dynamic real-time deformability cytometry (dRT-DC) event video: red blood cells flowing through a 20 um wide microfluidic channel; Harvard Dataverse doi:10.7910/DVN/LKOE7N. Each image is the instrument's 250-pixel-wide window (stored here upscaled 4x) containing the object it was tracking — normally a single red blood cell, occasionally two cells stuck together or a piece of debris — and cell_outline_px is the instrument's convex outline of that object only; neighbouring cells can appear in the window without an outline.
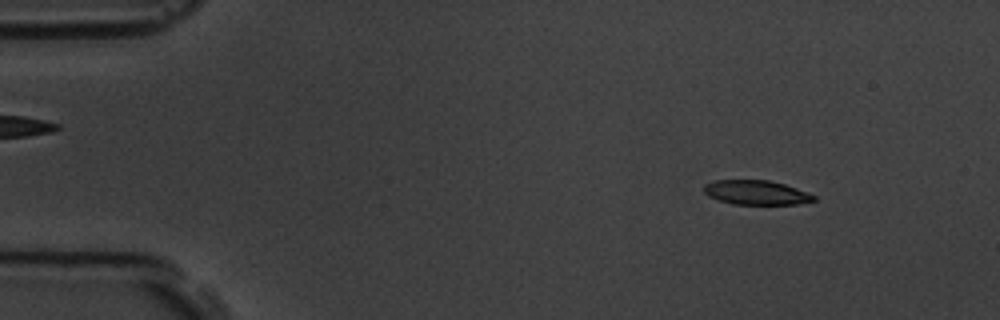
{"species": "common noctule bat (a hibernating species)", "species_latin": "Nyctalus noctula", "temperature_condition": "room temperature", "stored_images_in_passage": 57, "camera_frame_rate_fps": 3000, "um_per_image_px": 0.085, "animal": {"sex": "male", "body_mass_g": 19.5, "forearm_length_mm": 54.6}, "frame": {"image": 1, "passage_image": 7, "time_ms": 2.0, "image_size_px": [1000, 320], "cell_outline_px": [[816, 200], [796, 204], [732, 204], [708, 196], [704, 192], [704, 184], [716, 180], [768, 180], [784, 184], [808, 192], [816, 196]], "centroid_in_image_um": [64.28, 16.36], "position_along_channel_um": 20.7, "area_um2": 15.55}}
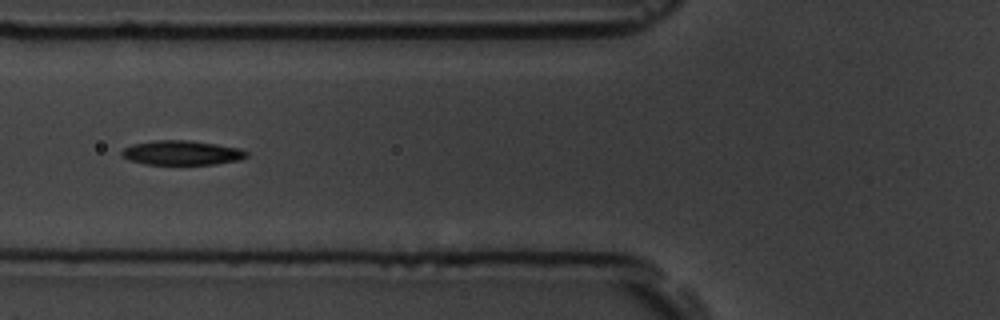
{"frame": {"image": 2, "passage_image": 22, "time_ms": 7.0, "image_size_px": [1000, 320], "cell_outline_px": [[248, 156], [240, 160], [216, 164], [144, 164], [128, 160], [120, 156], [120, 152], [124, 148], [132, 144], [156, 140], [188, 140], [216, 144], [240, 148], [248, 152]], "centroid_in_image_um": [15.43, 12.99], "position_along_channel_um": 110.4, "area_um2": 17.92}}
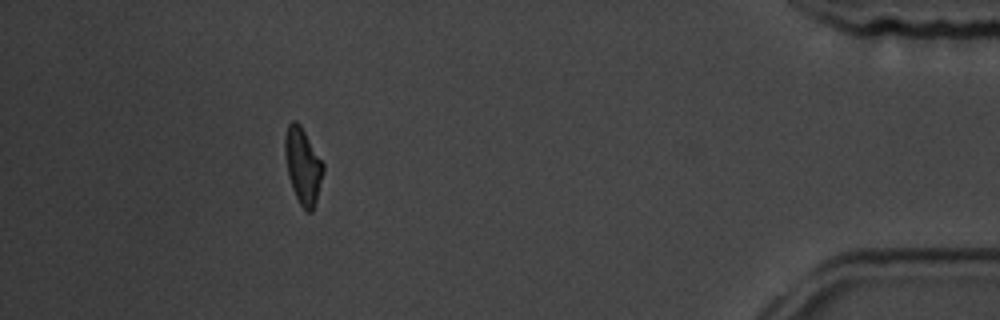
{"frame": {"image": 3, "passage_image": 52, "time_ms": 17.0, "image_size_px": [1000, 320], "cell_outline_px": [[324, 172], [316, 200], [312, 212], [308, 212], [300, 204], [292, 188], [288, 176], [284, 152], [284, 136], [288, 124], [292, 120], [296, 120], [300, 124], [324, 164]], "centroid_in_image_um": [25.73, 14.06], "position_along_channel_um": 409.5, "area_um2": 16.94}, "authors_computed_cell_mechanics": {"area_um2": 17.4556, "velocity_mm_per_s": 3.5522, "shape_relaxation_time_tau1_ms": 3.2768, "shape_relaxation_time_tau2_ms": 4.2758, "deformation_change_tau1": 0.1882, "deformation_change_tau2": 0.1218}}